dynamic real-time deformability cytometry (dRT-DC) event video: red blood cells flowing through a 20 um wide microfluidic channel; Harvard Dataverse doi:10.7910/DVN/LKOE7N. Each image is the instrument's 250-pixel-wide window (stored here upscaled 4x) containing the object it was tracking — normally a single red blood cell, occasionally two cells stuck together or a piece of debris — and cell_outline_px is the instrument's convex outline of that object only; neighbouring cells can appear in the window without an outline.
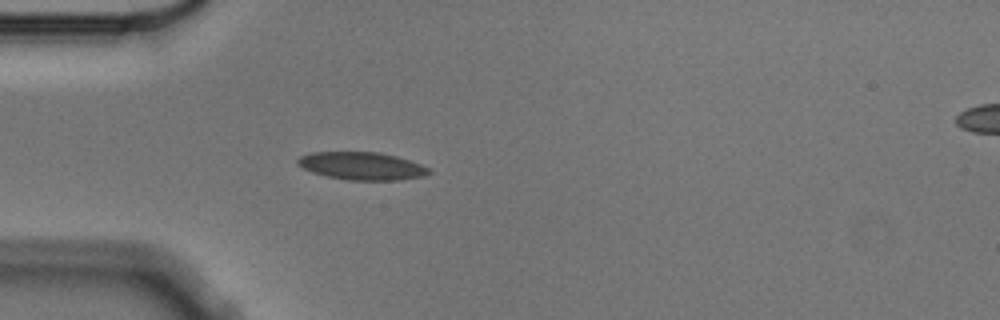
{"species": "Egyptian fruit bat (a non-hibernating species)", "species_latin": "Rousettus aegyptiacus", "temperature_condition": "cold", "stored_images_in_passage": 1, "camera_frame_rate_fps": 3000, "um_per_image_px": 0.085, "animal": {"sex": "male"}, "frame": {"image": 1, "passage_image": 1, "time_ms": 0.0, "image_size_px": [1000, 320], "cell_outline_px": [[432, 172], [428, 176], [396, 180], [348, 180], [328, 176], [312, 172], [296, 164], [296, 160], [300, 156], [312, 152], [380, 152], [396, 156], [420, 164], [428, 168]], "centroid_in_image_um": [30.77, 14.11], "position_along_channel_um": 54.2, "area_um2": 21.21}}